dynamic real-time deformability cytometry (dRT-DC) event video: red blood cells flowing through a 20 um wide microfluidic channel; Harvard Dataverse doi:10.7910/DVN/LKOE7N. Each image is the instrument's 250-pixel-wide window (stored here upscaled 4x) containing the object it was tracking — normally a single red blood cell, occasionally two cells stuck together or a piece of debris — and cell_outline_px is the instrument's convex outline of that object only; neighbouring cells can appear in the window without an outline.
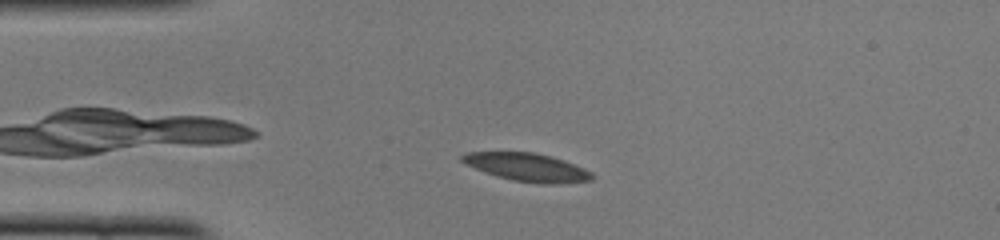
{"species": "common noctule bat (a hibernating species)", "species_latin": "Nyctalus noctula", "temperature_condition": "cold", "stored_images_in_passage": 45, "camera_frame_rate_fps": 3000, "um_per_image_px": 0.085, "animal": {"sex": "female", "body_mass_g": 22.0, "forearm_length_mm": 56.7}, "frame": {"image": 1, "passage_image": 5, "time_ms": 1.333, "image_size_px": [1000, 240], "cell_outline_px": [[592, 180], [556, 184], [544, 184], [512, 180], [496, 176], [484, 172], [464, 164], [460, 160], [460, 156], [464, 152], [536, 152], [552, 156], [564, 160], [584, 168], [592, 172]], "centroid_in_image_um": [44.77, 14.2], "position_along_channel_um": 40.2, "area_um2": 21.44}}
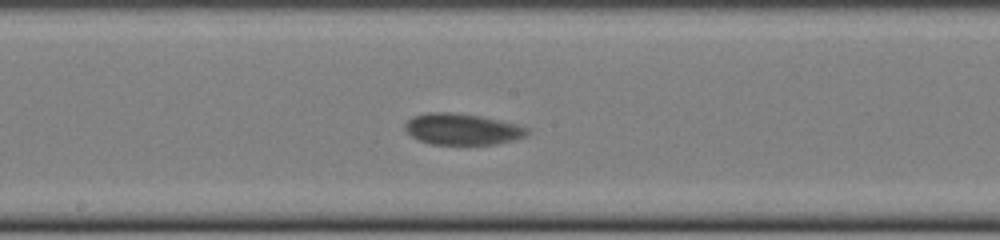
{"frame": {"image": 2, "passage_image": 20, "time_ms": 6.333, "image_size_px": [1000, 240], "cell_outline_px": [[528, 132], [524, 136], [512, 140], [496, 144], [428, 144], [416, 140], [404, 128], [404, 124], [412, 116], [424, 112], [452, 112], [480, 116], [500, 120], [516, 124], [528, 128]], "centroid_in_image_um": [39.22, 10.97], "position_along_channel_um": 209.0, "area_um2": 22.31}}
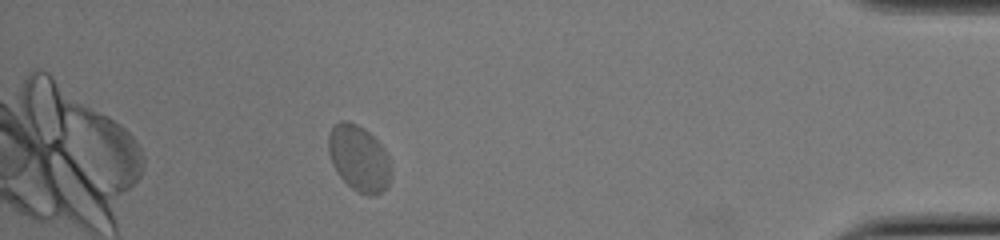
{"frame": {"image": 3, "passage_image": 39, "time_ms": 12.667, "image_size_px": [1000, 240], "cell_outline_px": [[392, 172], [388, 188], [384, 192], [376, 196], [368, 196], [356, 192], [336, 172], [332, 164], [328, 152], [328, 132], [340, 120], [348, 120], [364, 128], [384, 148], [388, 156], [392, 168]], "centroid_in_image_um": [30.53, 13.49], "position_along_channel_um": 404.7, "area_um2": 24.57}, "authors_computed_cell_mechanics": {"area_um2": 21.964, "velocity_mm_per_s": 3.8543, "shape_relaxation_time_tau1_ms": 4.6282, "shape_relaxation_time_tau2_ms": 0.9182, "deformation_change_tau1": 0.0739, "deformation_change_tau2": 0.0358}}